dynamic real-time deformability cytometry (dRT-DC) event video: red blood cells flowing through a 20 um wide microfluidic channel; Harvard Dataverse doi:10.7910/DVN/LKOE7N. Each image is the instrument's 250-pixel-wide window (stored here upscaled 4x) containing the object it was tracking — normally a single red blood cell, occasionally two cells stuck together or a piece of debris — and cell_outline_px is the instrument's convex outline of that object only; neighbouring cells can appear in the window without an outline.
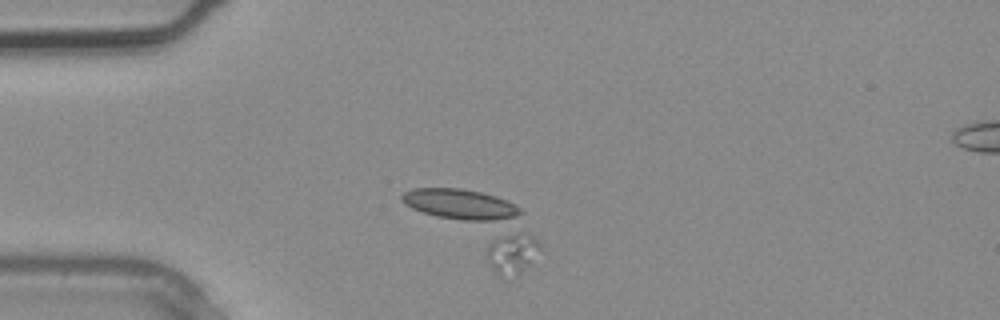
{"species": "common noctule bat (a hibernating species)", "species_latin": "Nyctalus noctula", "temperature_condition": "warm", "stored_images_in_passage": 3, "camera_frame_rate_fps": 3000, "um_per_image_px": 0.085, "animal": {"sex": "male", "body_mass_g": 20.4}, "frame": {"image": 1, "passage_image": 2, "time_ms": 0.333, "image_size_px": [1000, 320], "cell_outline_px": [[544, 248], [532, 264], [516, 276], [500, 276], [488, 264], [484, 252], [492, 244], [516, 232], [528, 232]], "centroid_in_image_um": [43.63, 21.58], "position_along_channel_um": 41.4, "area_um2": 12.72}}